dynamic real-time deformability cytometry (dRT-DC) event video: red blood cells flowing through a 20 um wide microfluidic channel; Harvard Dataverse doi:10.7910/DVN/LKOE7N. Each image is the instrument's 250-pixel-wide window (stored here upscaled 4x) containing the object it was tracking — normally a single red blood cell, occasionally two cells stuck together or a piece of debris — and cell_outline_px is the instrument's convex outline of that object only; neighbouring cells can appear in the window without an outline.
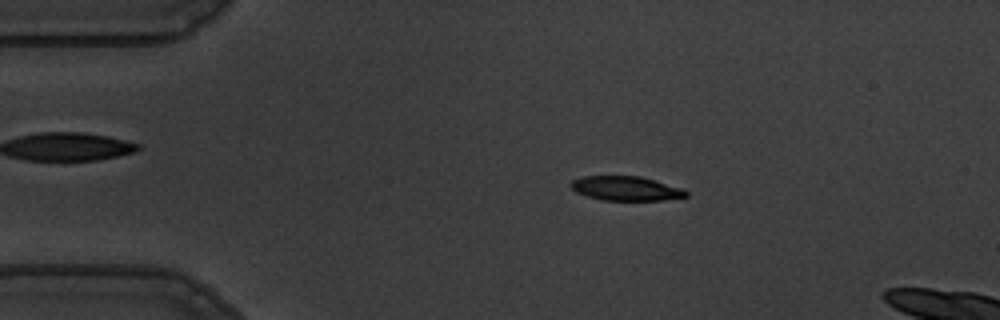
{"species": "common noctule bat (a hibernating species)", "species_latin": "Nyctalus noctula", "temperature_condition": "warm", "stored_images_in_passage": 54, "camera_frame_rate_fps": 3000, "um_per_image_px": 0.085, "animal": {"sex": "male", "body_mass_g": 19.5, "forearm_length_mm": 54.6}, "frame": {"image": 1, "passage_image": 10, "time_ms": 3.0, "image_size_px": [1000, 320], "cell_outline_px": [[688, 196], [664, 200], [604, 200], [588, 196], [576, 192], [572, 188], [572, 180], [584, 176], [640, 176], [684, 188], [688, 192]], "centroid_in_image_um": [53.26, 16.01], "position_along_channel_um": 31.7, "area_um2": 16.24}}
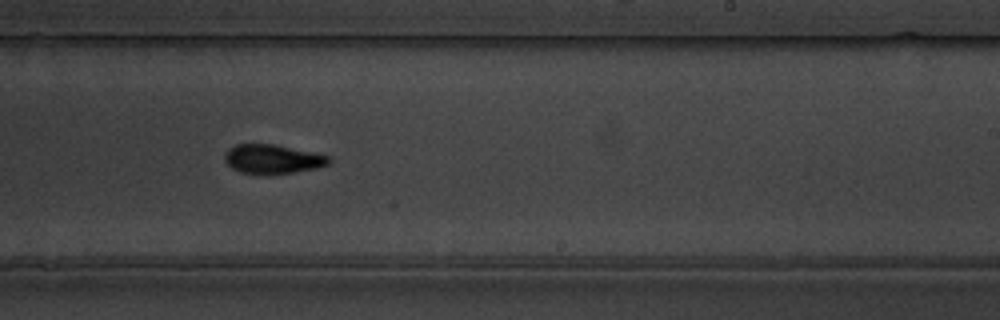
{"frame": {"image": 2, "passage_image": 33, "time_ms": 10.667, "image_size_px": [1000, 320], "cell_outline_px": [[332, 160], [328, 164], [316, 168], [268, 176], [260, 176], [240, 172], [232, 168], [224, 160], [224, 156], [228, 148], [236, 144], [276, 144], [328, 156]], "centroid_in_image_um": [23.12, 13.54], "position_along_channel_um": 265.9, "area_um2": 17.98}}
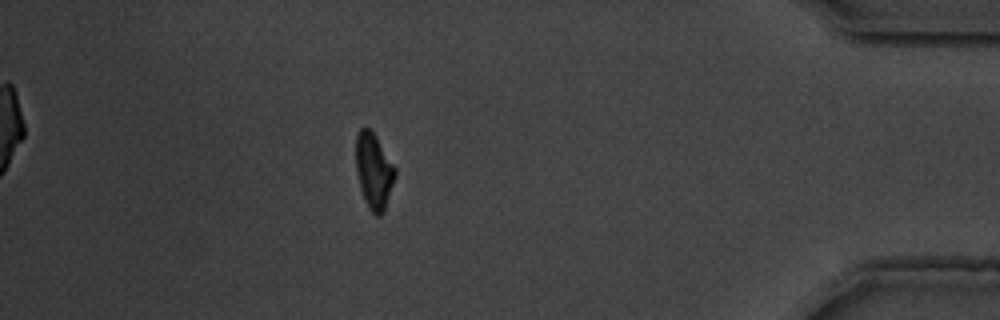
{"frame": {"image": 3, "passage_image": 48, "time_ms": 15.667, "image_size_px": [1000, 320], "cell_outline_px": [[396, 176], [384, 212], [380, 216], [376, 216], [368, 208], [364, 200], [360, 188], [356, 172], [356, 136], [360, 128], [368, 128], [376, 136], [396, 168]], "centroid_in_image_um": [31.78, 14.56], "position_along_channel_um": 403.4, "area_um2": 17.4}, "authors_computed_cell_mechanics": {"area_um2": 17.8024, "velocity_mm_per_s": 3.6469, "shape_relaxation_time_tau1_ms": 2.9361, "shape_relaxation_time_tau2_ms": 3.3187, "deformation_change_tau1": 0.1442, "deformation_change_tau2": 0.104}}